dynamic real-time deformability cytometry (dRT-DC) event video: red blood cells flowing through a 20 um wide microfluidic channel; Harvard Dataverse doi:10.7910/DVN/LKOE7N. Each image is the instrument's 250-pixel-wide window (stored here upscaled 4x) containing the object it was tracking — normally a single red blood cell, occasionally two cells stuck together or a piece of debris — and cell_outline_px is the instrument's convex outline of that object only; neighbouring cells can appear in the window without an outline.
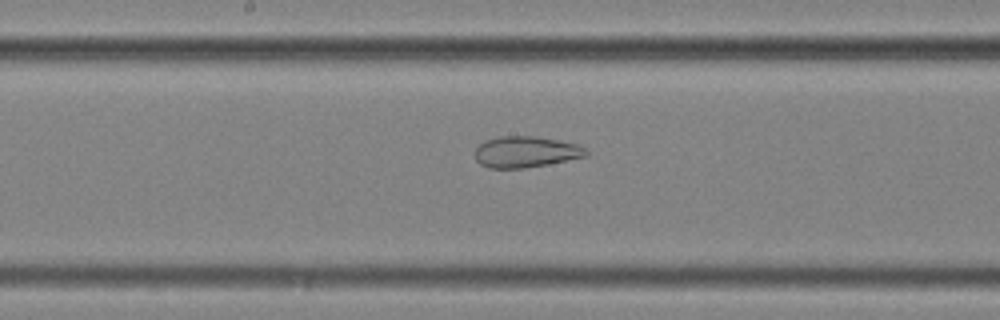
{"species": "common noctule bat (a hibernating species)", "species_latin": "Nyctalus noctula", "temperature_condition": "cold", "stored_images_in_passage": 42, "camera_frame_rate_fps": 3000, "um_per_image_px": 0.085, "animal": {"sex": "female", "body_mass_g": 25.1}, "frame": {"image": 1, "passage_image": 16, "time_ms": 5.0, "image_size_px": [1000, 320], "cell_outline_px": [[588, 156], [548, 164], [524, 168], [488, 168], [480, 164], [476, 160], [476, 148], [484, 140], [496, 136], [536, 136], [560, 140], [580, 144], [588, 148]], "centroid_in_image_um": [44.73, 12.9], "position_along_channel_um": 203.5, "area_um2": 20.52}}
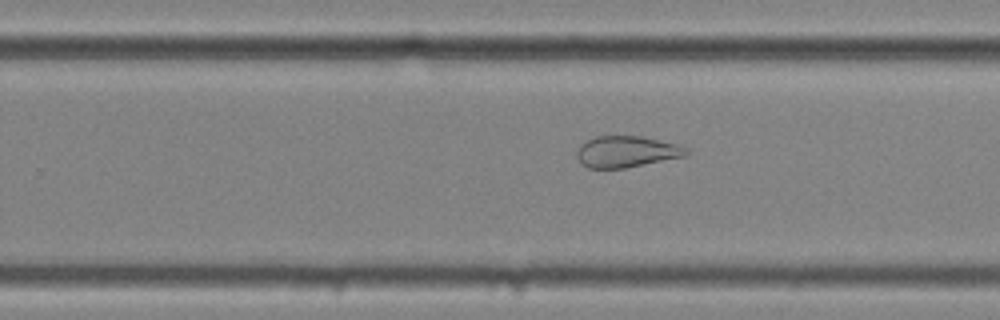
{"frame": {"image": 2, "passage_image": 22, "time_ms": 7.0, "image_size_px": [1000, 320], "cell_outline_px": [[688, 156], [624, 168], [588, 168], [580, 164], [576, 156], [576, 152], [580, 144], [596, 136], [640, 136], [680, 144], [688, 148]], "centroid_in_image_um": [53.27, 12.89], "position_along_channel_um": 276.5, "area_um2": 20.23}}
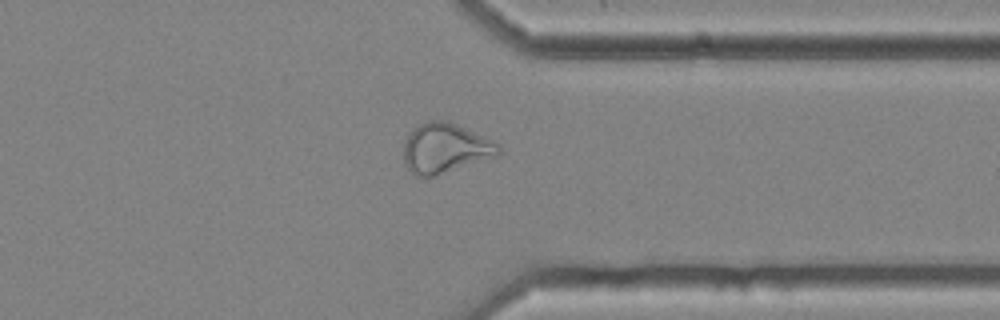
{"frame": {"image": 3, "passage_image": 30, "time_ms": 9.667, "image_size_px": [1000, 320], "cell_outline_px": [[500, 156], [432, 176], [416, 176], [404, 164], [404, 140], [408, 132], [412, 128], [428, 120], [448, 120], [492, 140], [500, 144]], "centroid_in_image_um": [37.84, 12.58], "position_along_channel_um": 373.6, "area_um2": 27.74}, "authors_computed_cell_mechanics": {"area_um2": 26.7614, "velocity_mm_per_s": 3.6676, "shape_relaxation_time_tau1_ms": null, "shape_relaxation_time_tau2_ms": 1.8983, "deformation_change_tau1": null, "deformation_change_tau2": 0.0971}}